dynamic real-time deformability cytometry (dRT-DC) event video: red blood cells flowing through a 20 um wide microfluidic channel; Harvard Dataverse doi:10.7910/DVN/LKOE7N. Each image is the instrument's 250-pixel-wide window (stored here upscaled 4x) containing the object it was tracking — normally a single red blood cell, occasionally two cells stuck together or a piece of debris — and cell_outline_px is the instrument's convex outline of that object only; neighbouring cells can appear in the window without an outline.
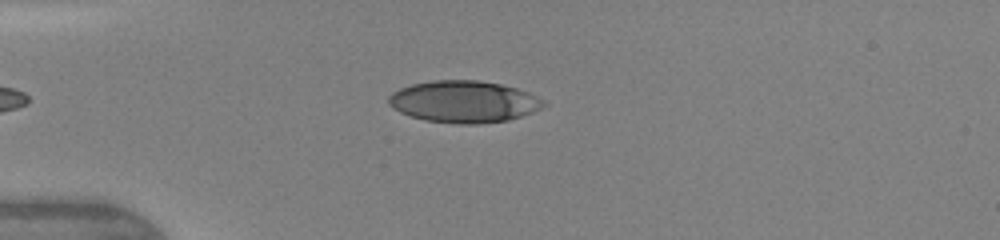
{"species": "human", "species_latin": "Homo sapiens", "temperature_condition": "warm", "stored_images_in_passage": 2, "camera_frame_rate_fps": 3000, "um_per_image_px": 0.085, "donor": {"sex": "female"}, "frame": {"image": 1, "passage_image": 1, "time_ms": 0.0, "image_size_px": [1000, 240], "cell_outline_px": [[548, 104], [532, 112], [508, 120], [480, 124], [460, 124], [424, 120], [400, 112], [392, 108], [388, 104], [388, 96], [392, 92], [400, 88], [412, 84], [432, 80], [476, 80], [500, 84], [516, 88], [528, 92], [544, 100]], "centroid_in_image_um": [39.41, 8.64], "position_along_channel_um": 45.6, "area_um2": 37.8}}